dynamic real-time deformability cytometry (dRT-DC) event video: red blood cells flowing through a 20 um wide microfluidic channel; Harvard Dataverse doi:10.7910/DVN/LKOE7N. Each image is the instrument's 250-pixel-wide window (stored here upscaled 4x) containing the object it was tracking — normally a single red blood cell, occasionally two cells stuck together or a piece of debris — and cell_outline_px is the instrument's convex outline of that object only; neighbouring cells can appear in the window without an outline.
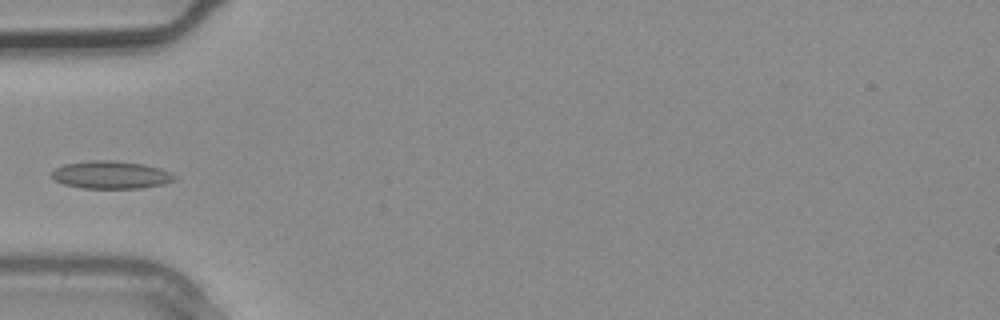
{"species": "common noctule bat (a hibernating species)", "species_latin": "Nyctalus noctula", "temperature_condition": "warm", "stored_images_in_passage": 3, "camera_frame_rate_fps": 3000, "um_per_image_px": 0.085, "animal": {"sex": "male", "body_mass_g": 20.4}, "frame": {"image": 1, "passage_image": 3, "time_ms": 0.667, "image_size_px": [1000, 320], "cell_outline_px": [[176, 180], [160, 184], [140, 188], [80, 188], [64, 184], [56, 180], [52, 176], [52, 172], [56, 168], [64, 164], [88, 160], [116, 160], [144, 164], [160, 168], [176, 176]], "centroid_in_image_um": [9.42, 14.85], "position_along_channel_um": 75.6, "area_um2": 19.77}}